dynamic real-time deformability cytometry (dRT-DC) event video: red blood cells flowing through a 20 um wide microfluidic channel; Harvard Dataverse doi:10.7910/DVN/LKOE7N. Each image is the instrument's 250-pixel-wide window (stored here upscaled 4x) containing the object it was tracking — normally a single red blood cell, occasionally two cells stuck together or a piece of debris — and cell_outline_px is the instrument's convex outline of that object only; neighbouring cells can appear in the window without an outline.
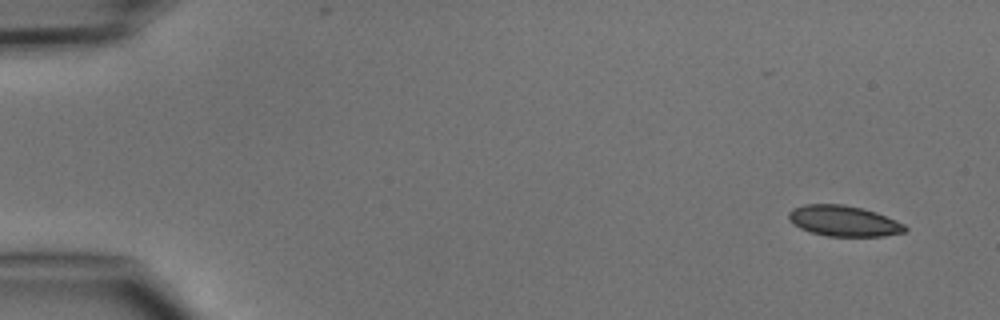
{"species": "common noctule bat (a hibernating species)", "species_latin": "Nyctalus noctula", "temperature_condition": "cold", "stored_images_in_passage": 4, "camera_frame_rate_fps": 3000, "um_per_image_px": 0.085, "animal": {"sex": "male", "body_mass_g": 15.6}, "frame": {"image": 1, "passage_image": 1, "time_ms": 0.0, "image_size_px": [1000, 320], "cell_outline_px": [[908, 228], [904, 232], [884, 236], [828, 236], [812, 232], [800, 228], [792, 224], [788, 220], [788, 212], [792, 208], [804, 204], [844, 204], [876, 212], [896, 220], [904, 224]], "centroid_in_image_um": [71.68, 18.77], "position_along_channel_um": 13.3, "area_um2": 20.87}}
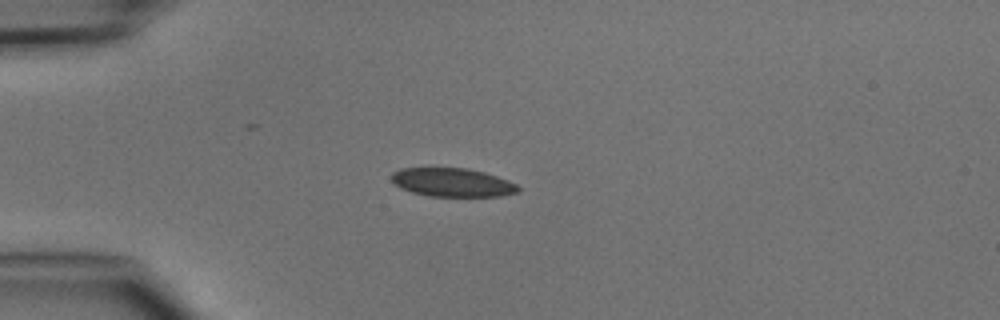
{"frame": {"image": 2, "passage_image": 4, "time_ms": 3.333, "image_size_px": [1000, 320], "cell_outline_px": [[520, 192], [500, 196], [428, 196], [412, 192], [400, 188], [392, 180], [392, 172], [400, 168], [468, 168], [484, 172], [508, 180], [516, 184], [520, 188]], "centroid_in_image_um": [38.46, 15.5], "position_along_channel_um": 46.5, "area_um2": 21.1}}